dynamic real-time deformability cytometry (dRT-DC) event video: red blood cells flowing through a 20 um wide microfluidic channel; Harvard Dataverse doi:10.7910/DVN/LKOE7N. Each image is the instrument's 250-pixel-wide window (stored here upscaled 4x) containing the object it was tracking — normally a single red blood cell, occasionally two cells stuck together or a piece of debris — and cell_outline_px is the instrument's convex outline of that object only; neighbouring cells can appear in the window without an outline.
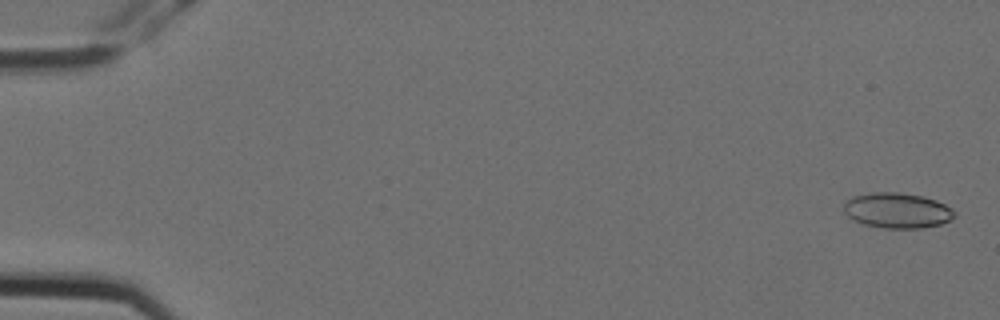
{"species": "Egyptian fruit bat (a non-hibernating species)", "species_latin": "Rousettus aegyptiacus", "temperature_condition": "cold", "stored_images_in_passage": 5, "camera_frame_rate_fps": 3000, "um_per_image_px": 0.085, "animal": {"sex": "female"}, "frame": {"image": 1, "passage_image": 1, "time_ms": 0.0, "image_size_px": [1000, 320], "cell_outline_px": [[956, 216], [940, 224], [924, 228], [884, 228], [864, 224], [848, 216], [844, 212], [844, 204], [852, 196], [872, 192], [900, 192], [924, 196], [936, 200], [952, 208], [956, 212]], "centroid_in_image_um": [76.29, 17.88], "position_along_channel_um": 8.7, "area_um2": 22.83}}
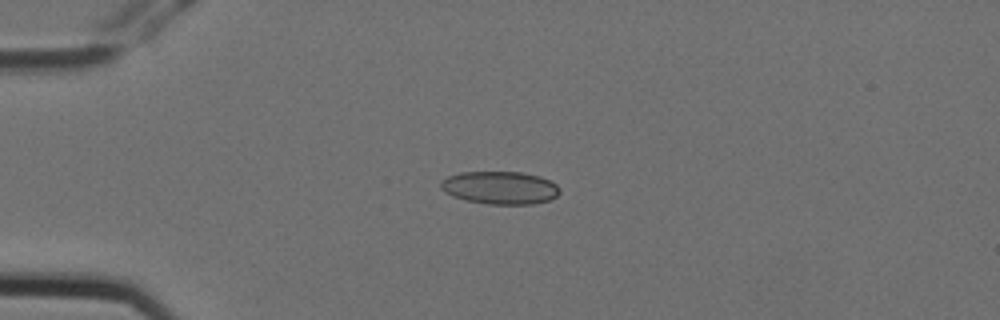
{"frame": {"image": 2, "passage_image": 4, "time_ms": 1.0, "image_size_px": [1000, 320], "cell_outline_px": [[560, 192], [556, 196], [548, 200], [532, 204], [488, 204], [468, 200], [452, 196], [440, 188], [440, 180], [448, 176], [460, 172], [520, 172], [540, 176], [556, 184], [560, 188]], "centroid_in_image_um": [42.49, 15.95], "position_along_channel_um": 42.5, "area_um2": 22.72}}